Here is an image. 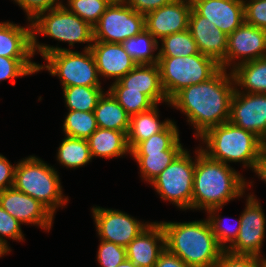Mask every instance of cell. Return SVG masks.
I'll return each mask as SVG.
<instances>
[{
  "instance_id": "1",
  "label": "cell",
  "mask_w": 266,
  "mask_h": 267,
  "mask_svg": "<svg viewBox=\"0 0 266 267\" xmlns=\"http://www.w3.org/2000/svg\"><path fill=\"white\" fill-rule=\"evenodd\" d=\"M228 76L221 68L207 81L183 88L170 100V105L187 115L196 129L195 137L229 121L230 103L236 88L232 85V72Z\"/></svg>"
},
{
  "instance_id": "2",
  "label": "cell",
  "mask_w": 266,
  "mask_h": 267,
  "mask_svg": "<svg viewBox=\"0 0 266 267\" xmlns=\"http://www.w3.org/2000/svg\"><path fill=\"white\" fill-rule=\"evenodd\" d=\"M193 179L192 208L209 211L243 195L246 182L228 164L198 150Z\"/></svg>"
},
{
  "instance_id": "3",
  "label": "cell",
  "mask_w": 266,
  "mask_h": 267,
  "mask_svg": "<svg viewBox=\"0 0 266 267\" xmlns=\"http://www.w3.org/2000/svg\"><path fill=\"white\" fill-rule=\"evenodd\" d=\"M165 249L189 267H214L224 249L218 244L207 221L160 222Z\"/></svg>"
},
{
  "instance_id": "4",
  "label": "cell",
  "mask_w": 266,
  "mask_h": 267,
  "mask_svg": "<svg viewBox=\"0 0 266 267\" xmlns=\"http://www.w3.org/2000/svg\"><path fill=\"white\" fill-rule=\"evenodd\" d=\"M207 149H201L209 158L224 164L243 162L253 170L265 149V143L254 133L231 124L229 121L208 129L200 136Z\"/></svg>"
},
{
  "instance_id": "5",
  "label": "cell",
  "mask_w": 266,
  "mask_h": 267,
  "mask_svg": "<svg viewBox=\"0 0 266 267\" xmlns=\"http://www.w3.org/2000/svg\"><path fill=\"white\" fill-rule=\"evenodd\" d=\"M33 54L38 52L48 62V65H38V71L46 68L52 76L57 75L63 88L70 86L101 87L98 79V69L95 58L90 49L83 53L70 49L37 44L36 37H32Z\"/></svg>"
},
{
  "instance_id": "6",
  "label": "cell",
  "mask_w": 266,
  "mask_h": 267,
  "mask_svg": "<svg viewBox=\"0 0 266 267\" xmlns=\"http://www.w3.org/2000/svg\"><path fill=\"white\" fill-rule=\"evenodd\" d=\"M13 187L40 201L53 214L56 207L67 203L57 171L35 156L20 161L15 168Z\"/></svg>"
},
{
  "instance_id": "7",
  "label": "cell",
  "mask_w": 266,
  "mask_h": 267,
  "mask_svg": "<svg viewBox=\"0 0 266 267\" xmlns=\"http://www.w3.org/2000/svg\"><path fill=\"white\" fill-rule=\"evenodd\" d=\"M158 66L169 101L183 88L207 81L221 69L215 60L200 52L186 57H159Z\"/></svg>"
},
{
  "instance_id": "8",
  "label": "cell",
  "mask_w": 266,
  "mask_h": 267,
  "mask_svg": "<svg viewBox=\"0 0 266 267\" xmlns=\"http://www.w3.org/2000/svg\"><path fill=\"white\" fill-rule=\"evenodd\" d=\"M48 11L46 16L44 11L32 20V37H36V33H41L59 41H66L71 46L77 42H89L85 50L91 48L94 30L89 23L70 12L63 4Z\"/></svg>"
},
{
  "instance_id": "9",
  "label": "cell",
  "mask_w": 266,
  "mask_h": 267,
  "mask_svg": "<svg viewBox=\"0 0 266 267\" xmlns=\"http://www.w3.org/2000/svg\"><path fill=\"white\" fill-rule=\"evenodd\" d=\"M196 162L186 150L152 182L163 200H169L180 209L192 208L193 179Z\"/></svg>"
},
{
  "instance_id": "10",
  "label": "cell",
  "mask_w": 266,
  "mask_h": 267,
  "mask_svg": "<svg viewBox=\"0 0 266 267\" xmlns=\"http://www.w3.org/2000/svg\"><path fill=\"white\" fill-rule=\"evenodd\" d=\"M144 29L145 15L134 11L123 0H116L111 2L93 27L94 41L121 44Z\"/></svg>"
},
{
  "instance_id": "11",
  "label": "cell",
  "mask_w": 266,
  "mask_h": 267,
  "mask_svg": "<svg viewBox=\"0 0 266 267\" xmlns=\"http://www.w3.org/2000/svg\"><path fill=\"white\" fill-rule=\"evenodd\" d=\"M235 89L229 122L250 131L266 143V93L243 94Z\"/></svg>"
},
{
  "instance_id": "12",
  "label": "cell",
  "mask_w": 266,
  "mask_h": 267,
  "mask_svg": "<svg viewBox=\"0 0 266 267\" xmlns=\"http://www.w3.org/2000/svg\"><path fill=\"white\" fill-rule=\"evenodd\" d=\"M265 216L253 195L248 196L247 206L240 216L241 224L236 240L226 250L237 255L261 258V246L265 236Z\"/></svg>"
},
{
  "instance_id": "13",
  "label": "cell",
  "mask_w": 266,
  "mask_h": 267,
  "mask_svg": "<svg viewBox=\"0 0 266 267\" xmlns=\"http://www.w3.org/2000/svg\"><path fill=\"white\" fill-rule=\"evenodd\" d=\"M97 232L101 240L126 247L149 224H142L133 217L112 209H92Z\"/></svg>"
},
{
  "instance_id": "14",
  "label": "cell",
  "mask_w": 266,
  "mask_h": 267,
  "mask_svg": "<svg viewBox=\"0 0 266 267\" xmlns=\"http://www.w3.org/2000/svg\"><path fill=\"white\" fill-rule=\"evenodd\" d=\"M0 206L21 224L30 223L50 230L53 213L40 201L14 187L0 192Z\"/></svg>"
},
{
  "instance_id": "15",
  "label": "cell",
  "mask_w": 266,
  "mask_h": 267,
  "mask_svg": "<svg viewBox=\"0 0 266 267\" xmlns=\"http://www.w3.org/2000/svg\"><path fill=\"white\" fill-rule=\"evenodd\" d=\"M188 30L196 42L198 51L215 60L226 70L228 36L193 8L189 17Z\"/></svg>"
},
{
  "instance_id": "16",
  "label": "cell",
  "mask_w": 266,
  "mask_h": 267,
  "mask_svg": "<svg viewBox=\"0 0 266 267\" xmlns=\"http://www.w3.org/2000/svg\"><path fill=\"white\" fill-rule=\"evenodd\" d=\"M191 10V2L174 0L145 15L146 29L155 39L188 30Z\"/></svg>"
},
{
  "instance_id": "17",
  "label": "cell",
  "mask_w": 266,
  "mask_h": 267,
  "mask_svg": "<svg viewBox=\"0 0 266 267\" xmlns=\"http://www.w3.org/2000/svg\"><path fill=\"white\" fill-rule=\"evenodd\" d=\"M266 56V30L243 23L228 35L226 66L232 60L240 58L241 62L256 60Z\"/></svg>"
},
{
  "instance_id": "18",
  "label": "cell",
  "mask_w": 266,
  "mask_h": 267,
  "mask_svg": "<svg viewBox=\"0 0 266 267\" xmlns=\"http://www.w3.org/2000/svg\"><path fill=\"white\" fill-rule=\"evenodd\" d=\"M192 8L227 36L245 22L244 0H194Z\"/></svg>"
},
{
  "instance_id": "19",
  "label": "cell",
  "mask_w": 266,
  "mask_h": 267,
  "mask_svg": "<svg viewBox=\"0 0 266 267\" xmlns=\"http://www.w3.org/2000/svg\"><path fill=\"white\" fill-rule=\"evenodd\" d=\"M164 250L163 228L160 223L153 222L126 246V257L137 267H154Z\"/></svg>"
},
{
  "instance_id": "20",
  "label": "cell",
  "mask_w": 266,
  "mask_h": 267,
  "mask_svg": "<svg viewBox=\"0 0 266 267\" xmlns=\"http://www.w3.org/2000/svg\"><path fill=\"white\" fill-rule=\"evenodd\" d=\"M90 50L95 58L98 73L104 77H115L119 81L137 66L122 44L93 41Z\"/></svg>"
},
{
  "instance_id": "21",
  "label": "cell",
  "mask_w": 266,
  "mask_h": 267,
  "mask_svg": "<svg viewBox=\"0 0 266 267\" xmlns=\"http://www.w3.org/2000/svg\"><path fill=\"white\" fill-rule=\"evenodd\" d=\"M129 90L140 91L147 95L155 104L170 102L164 92L158 64H140L118 81Z\"/></svg>"
},
{
  "instance_id": "22",
  "label": "cell",
  "mask_w": 266,
  "mask_h": 267,
  "mask_svg": "<svg viewBox=\"0 0 266 267\" xmlns=\"http://www.w3.org/2000/svg\"><path fill=\"white\" fill-rule=\"evenodd\" d=\"M30 27V28H29ZM21 27L10 22L0 23V56L7 58H31L32 26Z\"/></svg>"
},
{
  "instance_id": "23",
  "label": "cell",
  "mask_w": 266,
  "mask_h": 267,
  "mask_svg": "<svg viewBox=\"0 0 266 267\" xmlns=\"http://www.w3.org/2000/svg\"><path fill=\"white\" fill-rule=\"evenodd\" d=\"M127 133L98 127L87 139L93 157H118L131 153L127 143Z\"/></svg>"
},
{
  "instance_id": "24",
  "label": "cell",
  "mask_w": 266,
  "mask_h": 267,
  "mask_svg": "<svg viewBox=\"0 0 266 267\" xmlns=\"http://www.w3.org/2000/svg\"><path fill=\"white\" fill-rule=\"evenodd\" d=\"M157 104L150 110L130 116L127 143L132 151L140 142L161 132L171 121L159 122Z\"/></svg>"
},
{
  "instance_id": "25",
  "label": "cell",
  "mask_w": 266,
  "mask_h": 267,
  "mask_svg": "<svg viewBox=\"0 0 266 267\" xmlns=\"http://www.w3.org/2000/svg\"><path fill=\"white\" fill-rule=\"evenodd\" d=\"M105 95L103 94L100 97L94 109L98 127L127 133L130 124V115L109 91Z\"/></svg>"
},
{
  "instance_id": "26",
  "label": "cell",
  "mask_w": 266,
  "mask_h": 267,
  "mask_svg": "<svg viewBox=\"0 0 266 267\" xmlns=\"http://www.w3.org/2000/svg\"><path fill=\"white\" fill-rule=\"evenodd\" d=\"M234 66L233 85L244 87L247 93H266V56Z\"/></svg>"
},
{
  "instance_id": "27",
  "label": "cell",
  "mask_w": 266,
  "mask_h": 267,
  "mask_svg": "<svg viewBox=\"0 0 266 267\" xmlns=\"http://www.w3.org/2000/svg\"><path fill=\"white\" fill-rule=\"evenodd\" d=\"M182 145L178 142L171 150L163 152L130 153L139 163L142 177L152 182L163 172L183 151Z\"/></svg>"
},
{
  "instance_id": "28",
  "label": "cell",
  "mask_w": 266,
  "mask_h": 267,
  "mask_svg": "<svg viewBox=\"0 0 266 267\" xmlns=\"http://www.w3.org/2000/svg\"><path fill=\"white\" fill-rule=\"evenodd\" d=\"M121 44L137 65L158 64V53L155 57L151 54L157 50L158 40L147 29H144L136 36L128 38Z\"/></svg>"
},
{
  "instance_id": "29",
  "label": "cell",
  "mask_w": 266,
  "mask_h": 267,
  "mask_svg": "<svg viewBox=\"0 0 266 267\" xmlns=\"http://www.w3.org/2000/svg\"><path fill=\"white\" fill-rule=\"evenodd\" d=\"M57 159L69 168H78L87 164L92 159L88 141L66 136L58 149Z\"/></svg>"
},
{
  "instance_id": "30",
  "label": "cell",
  "mask_w": 266,
  "mask_h": 267,
  "mask_svg": "<svg viewBox=\"0 0 266 267\" xmlns=\"http://www.w3.org/2000/svg\"><path fill=\"white\" fill-rule=\"evenodd\" d=\"M63 92L69 110L83 112L94 111L103 95L101 87L70 86L63 88Z\"/></svg>"
},
{
  "instance_id": "31",
  "label": "cell",
  "mask_w": 266,
  "mask_h": 267,
  "mask_svg": "<svg viewBox=\"0 0 266 267\" xmlns=\"http://www.w3.org/2000/svg\"><path fill=\"white\" fill-rule=\"evenodd\" d=\"M109 92L130 116L150 110L156 105L144 93L129 90L123 87L118 81L110 86Z\"/></svg>"
},
{
  "instance_id": "32",
  "label": "cell",
  "mask_w": 266,
  "mask_h": 267,
  "mask_svg": "<svg viewBox=\"0 0 266 267\" xmlns=\"http://www.w3.org/2000/svg\"><path fill=\"white\" fill-rule=\"evenodd\" d=\"M158 57H186L198 54V48L189 30L176 32L161 39Z\"/></svg>"
},
{
  "instance_id": "33",
  "label": "cell",
  "mask_w": 266,
  "mask_h": 267,
  "mask_svg": "<svg viewBox=\"0 0 266 267\" xmlns=\"http://www.w3.org/2000/svg\"><path fill=\"white\" fill-rule=\"evenodd\" d=\"M98 128L94 111L69 110L63 124L65 136L88 139Z\"/></svg>"
},
{
  "instance_id": "34",
  "label": "cell",
  "mask_w": 266,
  "mask_h": 267,
  "mask_svg": "<svg viewBox=\"0 0 266 267\" xmlns=\"http://www.w3.org/2000/svg\"><path fill=\"white\" fill-rule=\"evenodd\" d=\"M179 141L177 126L171 120L161 132L140 142L131 153L163 152L171 150Z\"/></svg>"
},
{
  "instance_id": "35",
  "label": "cell",
  "mask_w": 266,
  "mask_h": 267,
  "mask_svg": "<svg viewBox=\"0 0 266 267\" xmlns=\"http://www.w3.org/2000/svg\"><path fill=\"white\" fill-rule=\"evenodd\" d=\"M111 2V0H68L70 7L68 10L94 27Z\"/></svg>"
},
{
  "instance_id": "36",
  "label": "cell",
  "mask_w": 266,
  "mask_h": 267,
  "mask_svg": "<svg viewBox=\"0 0 266 267\" xmlns=\"http://www.w3.org/2000/svg\"><path fill=\"white\" fill-rule=\"evenodd\" d=\"M29 59L0 56V81L38 72L39 64Z\"/></svg>"
},
{
  "instance_id": "37",
  "label": "cell",
  "mask_w": 266,
  "mask_h": 267,
  "mask_svg": "<svg viewBox=\"0 0 266 267\" xmlns=\"http://www.w3.org/2000/svg\"><path fill=\"white\" fill-rule=\"evenodd\" d=\"M97 253L101 267H116L127 258L126 247L106 240H101Z\"/></svg>"
},
{
  "instance_id": "38",
  "label": "cell",
  "mask_w": 266,
  "mask_h": 267,
  "mask_svg": "<svg viewBox=\"0 0 266 267\" xmlns=\"http://www.w3.org/2000/svg\"><path fill=\"white\" fill-rule=\"evenodd\" d=\"M218 209H221V207L212 208L209 211H207V213L209 212V214H211L208 218V221L211 225L212 232L216 237L218 244L224 250H226L227 246L225 244H227V242H230V244H232L236 240L238 232L240 231L241 220L239 218V220L237 221L238 224L235 230H231L228 227L226 228L221 225L222 219H220V217L219 218L215 217L216 210Z\"/></svg>"
},
{
  "instance_id": "39",
  "label": "cell",
  "mask_w": 266,
  "mask_h": 267,
  "mask_svg": "<svg viewBox=\"0 0 266 267\" xmlns=\"http://www.w3.org/2000/svg\"><path fill=\"white\" fill-rule=\"evenodd\" d=\"M21 223L0 206V242L8 249L7 241L3 236L14 240H23Z\"/></svg>"
},
{
  "instance_id": "40",
  "label": "cell",
  "mask_w": 266,
  "mask_h": 267,
  "mask_svg": "<svg viewBox=\"0 0 266 267\" xmlns=\"http://www.w3.org/2000/svg\"><path fill=\"white\" fill-rule=\"evenodd\" d=\"M245 23L266 30V0L244 1Z\"/></svg>"
},
{
  "instance_id": "41",
  "label": "cell",
  "mask_w": 266,
  "mask_h": 267,
  "mask_svg": "<svg viewBox=\"0 0 266 267\" xmlns=\"http://www.w3.org/2000/svg\"><path fill=\"white\" fill-rule=\"evenodd\" d=\"M260 259L250 255H237L224 250L214 267H258Z\"/></svg>"
},
{
  "instance_id": "42",
  "label": "cell",
  "mask_w": 266,
  "mask_h": 267,
  "mask_svg": "<svg viewBox=\"0 0 266 267\" xmlns=\"http://www.w3.org/2000/svg\"><path fill=\"white\" fill-rule=\"evenodd\" d=\"M27 13L28 20L32 21L39 13L54 9L61 4L58 0H14ZM55 4V5H54Z\"/></svg>"
},
{
  "instance_id": "43",
  "label": "cell",
  "mask_w": 266,
  "mask_h": 267,
  "mask_svg": "<svg viewBox=\"0 0 266 267\" xmlns=\"http://www.w3.org/2000/svg\"><path fill=\"white\" fill-rule=\"evenodd\" d=\"M134 11L146 15L147 13L156 10L164 5H167L174 0H123Z\"/></svg>"
},
{
  "instance_id": "44",
  "label": "cell",
  "mask_w": 266,
  "mask_h": 267,
  "mask_svg": "<svg viewBox=\"0 0 266 267\" xmlns=\"http://www.w3.org/2000/svg\"><path fill=\"white\" fill-rule=\"evenodd\" d=\"M15 168L16 166L11 165L10 162L0 154V192L13 187Z\"/></svg>"
},
{
  "instance_id": "45",
  "label": "cell",
  "mask_w": 266,
  "mask_h": 267,
  "mask_svg": "<svg viewBox=\"0 0 266 267\" xmlns=\"http://www.w3.org/2000/svg\"><path fill=\"white\" fill-rule=\"evenodd\" d=\"M154 267H189L178 256L171 254L166 249L159 255Z\"/></svg>"
},
{
  "instance_id": "46",
  "label": "cell",
  "mask_w": 266,
  "mask_h": 267,
  "mask_svg": "<svg viewBox=\"0 0 266 267\" xmlns=\"http://www.w3.org/2000/svg\"><path fill=\"white\" fill-rule=\"evenodd\" d=\"M254 172L260 176L261 179L266 181V149H264L256 163Z\"/></svg>"
},
{
  "instance_id": "47",
  "label": "cell",
  "mask_w": 266,
  "mask_h": 267,
  "mask_svg": "<svg viewBox=\"0 0 266 267\" xmlns=\"http://www.w3.org/2000/svg\"><path fill=\"white\" fill-rule=\"evenodd\" d=\"M116 267H137V266L126 258L122 263H120Z\"/></svg>"
},
{
  "instance_id": "48",
  "label": "cell",
  "mask_w": 266,
  "mask_h": 267,
  "mask_svg": "<svg viewBox=\"0 0 266 267\" xmlns=\"http://www.w3.org/2000/svg\"><path fill=\"white\" fill-rule=\"evenodd\" d=\"M8 252L9 250L0 242V257Z\"/></svg>"
},
{
  "instance_id": "49",
  "label": "cell",
  "mask_w": 266,
  "mask_h": 267,
  "mask_svg": "<svg viewBox=\"0 0 266 267\" xmlns=\"http://www.w3.org/2000/svg\"><path fill=\"white\" fill-rule=\"evenodd\" d=\"M258 267H266V259L261 258Z\"/></svg>"
}]
</instances>
